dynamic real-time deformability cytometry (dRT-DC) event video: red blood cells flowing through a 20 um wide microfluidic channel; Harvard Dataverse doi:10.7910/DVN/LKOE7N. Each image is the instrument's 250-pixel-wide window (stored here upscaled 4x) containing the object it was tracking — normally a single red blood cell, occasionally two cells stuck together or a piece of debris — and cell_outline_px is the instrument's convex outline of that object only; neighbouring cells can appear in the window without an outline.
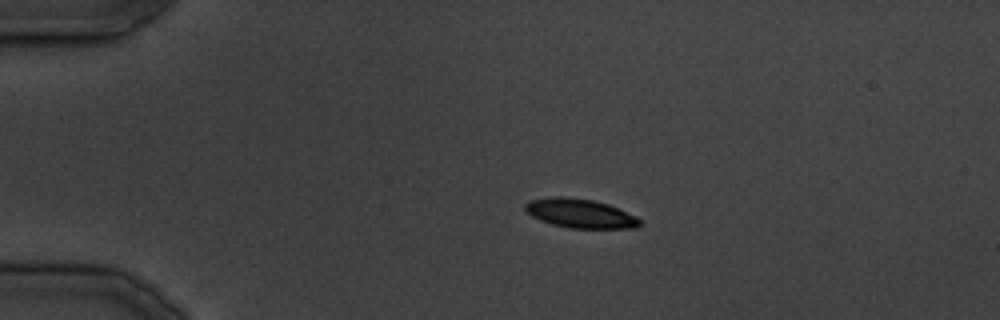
{"species": "common noctule bat (a hibernating species)", "species_latin": "Nyctalus noctula", "temperature_condition": "cold", "stored_images_in_passage": 7, "camera_frame_rate_fps": 3000, "um_per_image_px": 0.085, "animal": {"sex": "male", "body_mass_g": 19.5, "forearm_length_mm": 54.6}, "frame": {"image": 1, "passage_image": 1, "time_ms": 0.0, "image_size_px": [1000, 320], "cell_outline_px": [[640, 224], [636, 228], [572, 228], [552, 224], [540, 220], [532, 216], [524, 208], [524, 204], [528, 200], [552, 196], [564, 196], [592, 200], [608, 204], [636, 216], [640, 220]], "centroid_in_image_um": [49.28, 18.13], "position_along_channel_um": 35.7, "area_um2": 19.36}}